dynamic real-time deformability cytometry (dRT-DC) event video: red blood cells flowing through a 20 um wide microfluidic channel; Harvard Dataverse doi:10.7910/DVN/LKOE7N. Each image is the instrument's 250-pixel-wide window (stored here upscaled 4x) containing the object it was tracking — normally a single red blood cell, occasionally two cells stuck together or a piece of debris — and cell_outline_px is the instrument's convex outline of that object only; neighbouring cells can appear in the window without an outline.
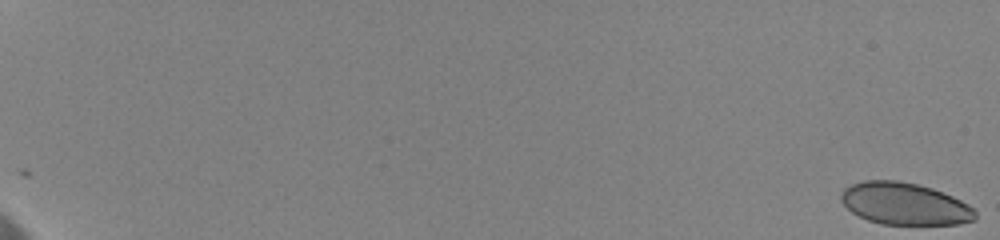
{"species": "human", "species_latin": "Homo sapiens", "temperature_condition": "cold", "stored_images_in_passage": 72, "camera_frame_rate_fps": 3000, "um_per_image_px": 0.085, "donor": {"sex": "female"}, "frame": {"image": 1, "passage_image": 1, "time_ms": 0.0, "image_size_px": [1000, 240], "cell_outline_px": [[976, 220], [960, 224], [880, 224], [868, 220], [852, 212], [840, 200], [840, 192], [844, 188], [852, 184], [864, 180], [896, 180], [916, 184], [932, 188], [952, 196], [968, 204], [976, 212]], "centroid_in_image_um": [76.89, 17.32], "position_along_channel_um": 8.1, "area_um2": 32.89}}
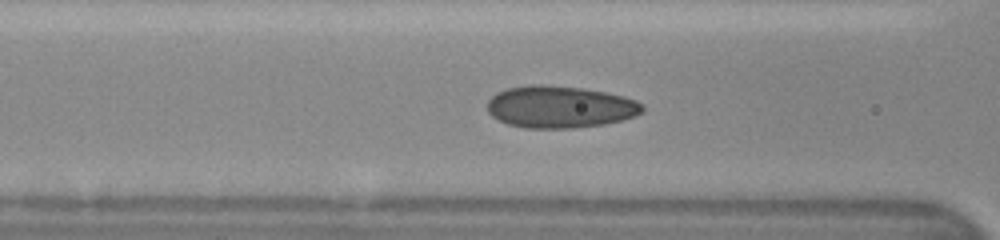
{"frame": {"image": 2, "passage_image": 49, "time_ms": 9.667, "image_size_px": [1000, 240], "cell_outline_px": [[644, 112], [636, 116], [604, 124], [572, 128], [524, 128], [508, 124], [492, 116], [488, 112], [488, 100], [496, 92], [508, 88], [536, 84], [540, 84], [584, 88], [624, 96], [636, 100], [644, 104]], "centroid_in_image_um": [47.62, 9.08], "position_along_channel_um": 119.0, "area_um2": 38.09}}
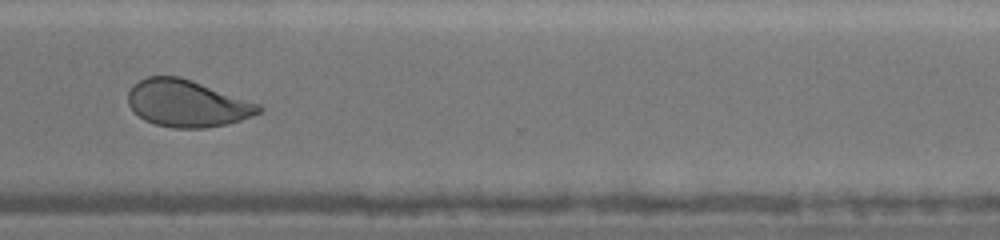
{"frame": {"image": 3, "passage_image": 71, "time_ms": 16.333, "image_size_px": [1000, 240], "cell_outline_px": [[264, 108], [260, 112], [252, 116], [228, 124], [204, 128], [172, 128], [156, 124], [144, 120], [128, 104], [128, 92], [140, 80], [148, 76], [180, 76], [192, 80], [260, 104]], "centroid_in_image_um": [15.93, 8.79], "position_along_channel_um": 354.7, "area_um2": 35.55}}